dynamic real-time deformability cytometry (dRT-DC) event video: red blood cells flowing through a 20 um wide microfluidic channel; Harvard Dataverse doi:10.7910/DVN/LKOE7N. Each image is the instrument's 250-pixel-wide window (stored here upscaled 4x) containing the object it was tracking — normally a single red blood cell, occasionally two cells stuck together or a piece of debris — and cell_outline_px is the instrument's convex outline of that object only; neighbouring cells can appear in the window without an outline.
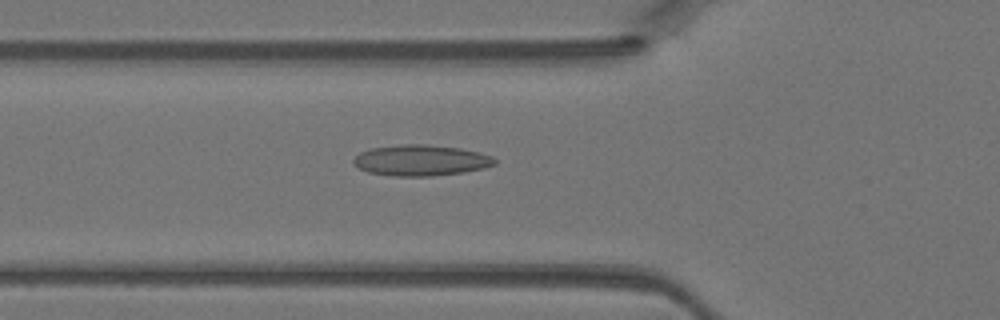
{"species": "Egyptian fruit bat (a non-hibernating species)", "species_latin": "Rousettus aegyptiacus", "temperature_condition": "warm", "stored_images_in_passage": 43, "camera_frame_rate_fps": 3000, "um_per_image_px": 0.085, "animal": {"sex": "female"}, "frame": {"image": 1, "passage_image": 15, "time_ms": 4.667, "image_size_px": [1000, 320], "cell_outline_px": [[496, 164], [484, 168], [464, 172], [432, 176], [392, 176], [368, 172], [352, 164], [352, 160], [360, 152], [372, 148], [400, 144], [428, 144], [460, 148], [480, 152], [492, 156], [496, 160]], "centroid_in_image_um": [35.78, 13.62], "position_along_channel_um": 90.0, "area_um2": 25.61}}
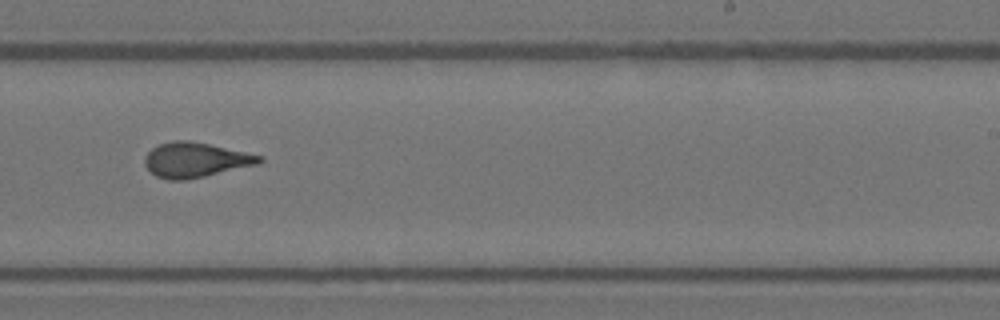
{"frame": {"image": 2, "passage_image": 27, "time_ms": 8.667, "image_size_px": [1000, 320], "cell_outline_px": [[264, 160], [260, 164], [204, 176], [184, 180], [168, 180], [156, 176], [144, 164], [144, 156], [152, 148], [160, 144], [172, 140], [188, 140], [208, 144], [264, 156]], "centroid_in_image_um": [16.62, 13.59], "position_along_channel_um": 272.4, "area_um2": 23.24}}
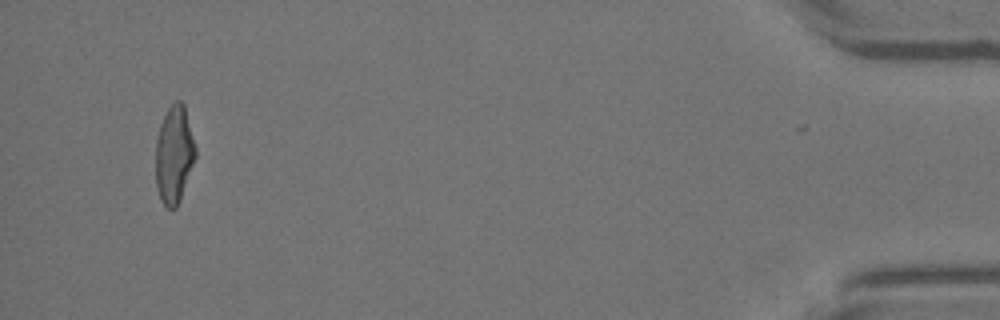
{"frame": {"image": 3, "passage_image": 42, "time_ms": 13.667, "image_size_px": [1000, 320], "cell_outline_px": [[196, 156], [180, 200], [176, 208], [168, 208], [160, 200], [156, 184], [156, 140], [160, 124], [168, 108], [176, 100], [180, 100], [184, 104], [196, 148]], "centroid_in_image_um": [14.8, 13.14], "position_along_channel_um": 420.4, "area_um2": 22.54}}